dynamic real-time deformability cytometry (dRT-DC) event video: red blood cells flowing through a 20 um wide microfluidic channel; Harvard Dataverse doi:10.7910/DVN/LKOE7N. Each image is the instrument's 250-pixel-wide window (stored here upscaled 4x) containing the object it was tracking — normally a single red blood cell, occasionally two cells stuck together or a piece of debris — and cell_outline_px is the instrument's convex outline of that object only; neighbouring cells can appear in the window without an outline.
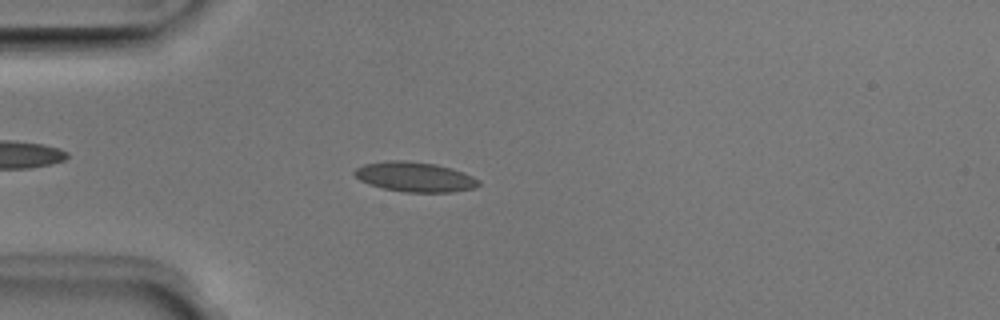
{"species": "Egyptian fruit bat (a non-hibernating species)", "species_latin": "Rousettus aegyptiacus", "temperature_condition": "room temperature", "stored_images_in_passage": 50, "camera_frame_rate_fps": 3000, "um_per_image_px": 0.085, "animal": {"sex": "male"}, "frame": {"image": 1, "passage_image": 13, "time_ms": 4.0, "image_size_px": [1000, 320], "cell_outline_px": [[480, 184], [476, 188], [452, 192], [404, 192], [384, 188], [368, 184], [360, 180], [352, 172], [356, 168], [364, 164], [388, 160], [404, 160], [436, 164], [452, 168], [464, 172], [480, 180]], "centroid_in_image_um": [35.28, 15.03], "position_along_channel_um": 49.7, "area_um2": 21.73}}
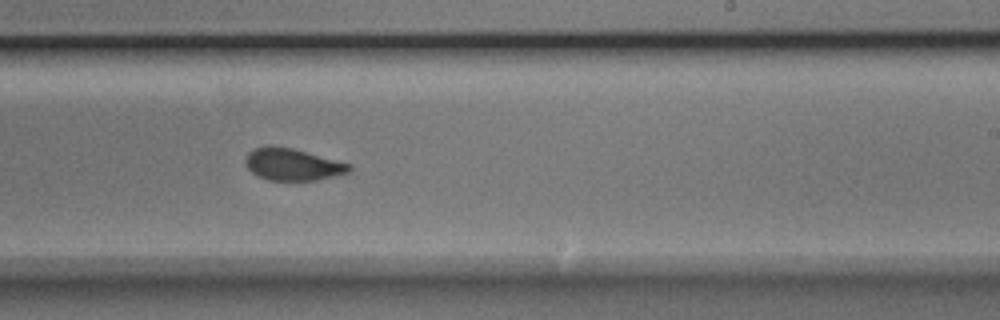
{"frame": {"image": 2, "passage_image": 30, "time_ms": 9.667, "image_size_px": [1000, 320], "cell_outline_px": [[352, 168], [348, 172], [316, 180], [268, 180], [256, 176], [244, 164], [244, 160], [248, 152], [252, 148], [268, 144], [292, 148], [352, 164]], "centroid_in_image_um": [24.8, 13.96], "position_along_channel_um": 264.2, "area_um2": 19.54}}
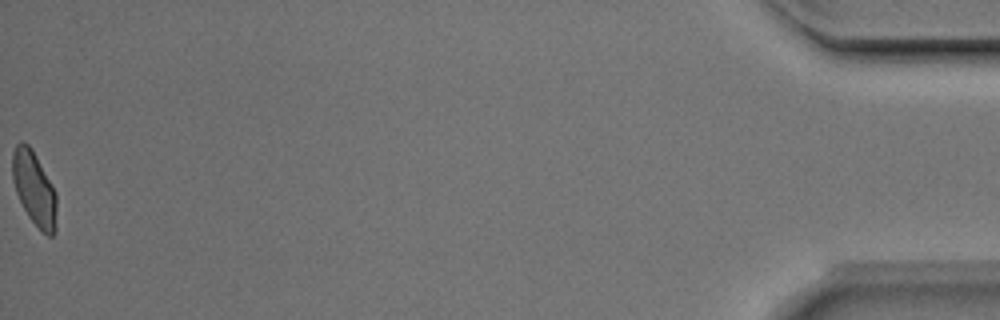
{"frame": {"image": 3, "passage_image": 50, "time_ms": 16.333, "image_size_px": [1000, 320], "cell_outline_px": [[56, 232], [52, 236], [48, 236], [28, 216], [16, 192], [12, 180], [12, 152], [16, 144], [20, 140], [24, 140], [32, 148], [52, 184], [56, 192]], "centroid_in_image_um": [2.9, 15.97], "position_along_channel_um": 432.3, "area_um2": 19.13}, "authors_computed_cell_mechanics": {"area_um2": 19.9699, "velocity_mm_per_s": 4.0152, "shape_relaxation_time_tau1_ms": 5.3794, "shape_relaxation_time_tau2_ms": 0.8386, "deformation_change_tau1": 0.144, "deformation_change_tau2": 0.0467}}